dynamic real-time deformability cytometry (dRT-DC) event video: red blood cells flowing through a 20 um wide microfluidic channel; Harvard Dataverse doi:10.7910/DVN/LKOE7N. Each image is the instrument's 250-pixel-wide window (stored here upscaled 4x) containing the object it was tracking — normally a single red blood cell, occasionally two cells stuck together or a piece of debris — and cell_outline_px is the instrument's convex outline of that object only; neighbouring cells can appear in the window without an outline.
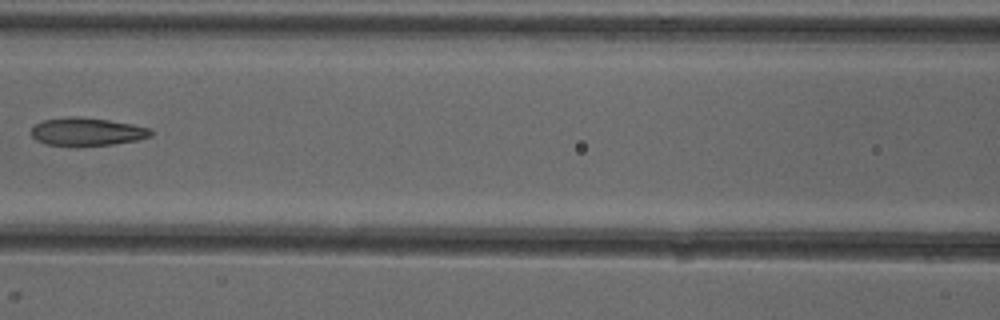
{"species": "common noctule bat (a hibernating species)", "species_latin": "Nyctalus noctula", "temperature_condition": "cold", "stored_images_in_passage": 7, "camera_frame_rate_fps": 3000, "um_per_image_px": 0.085, "animal": {"sex": "female"}, "frame": {"image": 1, "passage_image": 7, "time_ms": 7.0, "image_size_px": [1000, 320], "cell_outline_px": [[152, 136], [136, 140], [112, 144], [44, 144], [36, 140], [32, 136], [32, 128], [36, 124], [44, 120], [68, 116], [80, 116], [108, 120], [132, 124], [152, 128]], "centroid_in_image_um": [7.42, 11.16], "position_along_channel_um": 159.2, "area_um2": 19.07}}